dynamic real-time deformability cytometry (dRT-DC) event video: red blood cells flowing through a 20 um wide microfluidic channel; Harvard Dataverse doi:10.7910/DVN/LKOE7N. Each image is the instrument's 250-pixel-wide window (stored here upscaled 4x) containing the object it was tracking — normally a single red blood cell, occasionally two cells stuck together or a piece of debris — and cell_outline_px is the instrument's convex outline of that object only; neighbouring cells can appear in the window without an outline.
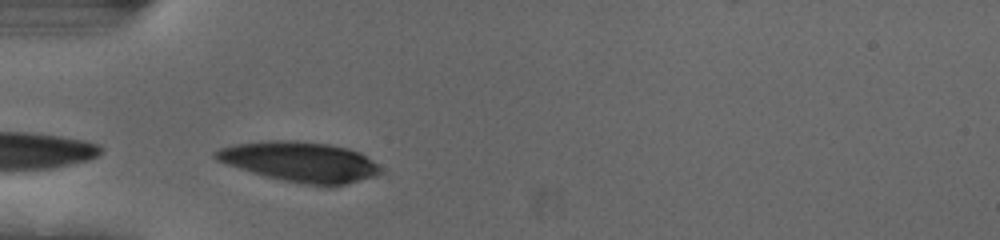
{"species": "human", "species_latin": "Homo sapiens", "temperature_condition": "cold", "stored_images_in_passage": 14, "camera_frame_rate_fps": 3000, "um_per_image_px": 0.085, "donor": {"sex": "female"}, "frame": {"image": 1, "passage_image": 1, "time_ms": 0.0, "image_size_px": [1000, 240], "cell_outline_px": [[384, 172], [376, 176], [328, 188], [284, 180], [252, 172], [216, 160], [212, 156], [212, 152], [220, 148], [236, 144], [268, 140], [292, 140], [328, 144], [348, 148], [360, 152], [372, 160]], "centroid_in_image_um": [25.53, 13.75], "position_along_channel_um": 59.5, "area_um2": 38.49}}
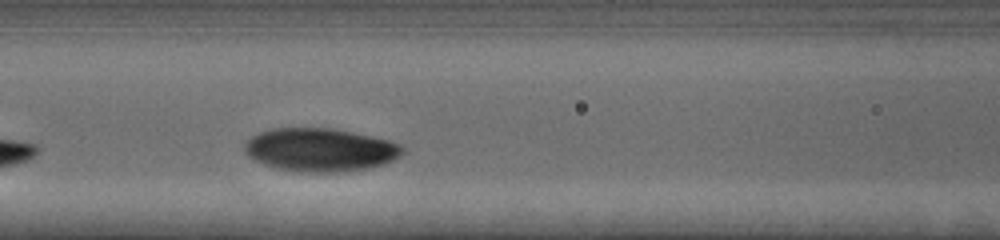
{"frame": {"image": 2, "passage_image": 8, "time_ms": 2.333, "image_size_px": [1000, 240], "cell_outline_px": [[404, 152], [400, 156], [384, 164], [368, 168], [332, 172], [308, 172], [280, 168], [264, 164], [248, 156], [244, 148], [244, 144], [252, 136], [260, 132], [272, 128], [332, 128], [352, 132], [388, 140], [400, 144], [404, 148]], "centroid_in_image_um": [27.23, 12.72], "position_along_channel_um": 139.4, "area_um2": 39.36}}
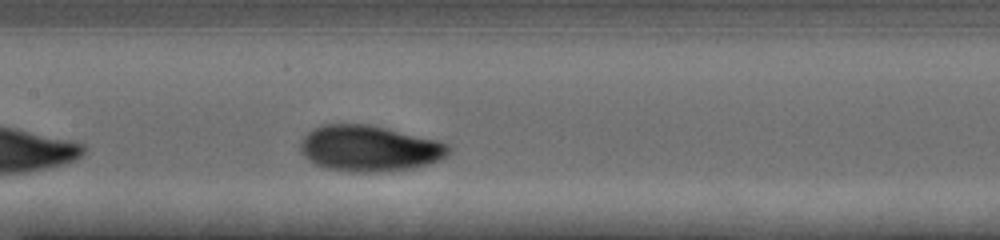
{"frame": {"image": 3, "passage_image": 11, "time_ms": 3.333, "image_size_px": [1000, 240], "cell_outline_px": [[452, 148], [448, 156], [440, 160], [428, 164], [408, 168], [380, 172], [352, 172], [324, 168], [308, 160], [300, 152], [300, 140], [312, 128], [320, 124], [368, 124], [440, 140], [448, 144]], "centroid_in_image_um": [31.39, 12.61], "position_along_channel_um": 176.0, "area_um2": 40.11}}